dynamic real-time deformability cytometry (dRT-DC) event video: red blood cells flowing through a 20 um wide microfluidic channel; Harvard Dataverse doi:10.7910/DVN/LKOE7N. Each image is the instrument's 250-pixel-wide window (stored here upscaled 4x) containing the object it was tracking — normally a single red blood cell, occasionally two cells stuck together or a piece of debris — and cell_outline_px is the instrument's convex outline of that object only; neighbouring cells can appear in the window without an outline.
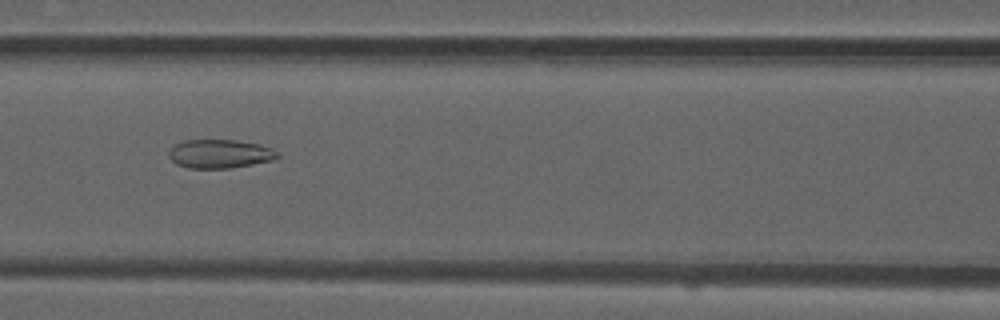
{"species": "common noctule bat (a hibernating species)", "species_latin": "Nyctalus noctula", "temperature_condition": "room temperature", "stored_images_in_passage": 49, "camera_frame_rate_fps": 3000, "um_per_image_px": 0.085, "animal": {"sex": "male", "forearm_length_mm": 52.5}, "frame": {"image": 1, "passage_image": 20, "time_ms": 6.333, "image_size_px": [1000, 320], "cell_outline_px": [[280, 156], [272, 160], [252, 164], [228, 168], [188, 168], [176, 164], [168, 156], [168, 152], [176, 144], [184, 140], [236, 140], [260, 144], [272, 148], [280, 152]], "centroid_in_image_um": [18.71, 13.07], "position_along_channel_um": 147.9, "area_um2": 18.21}}
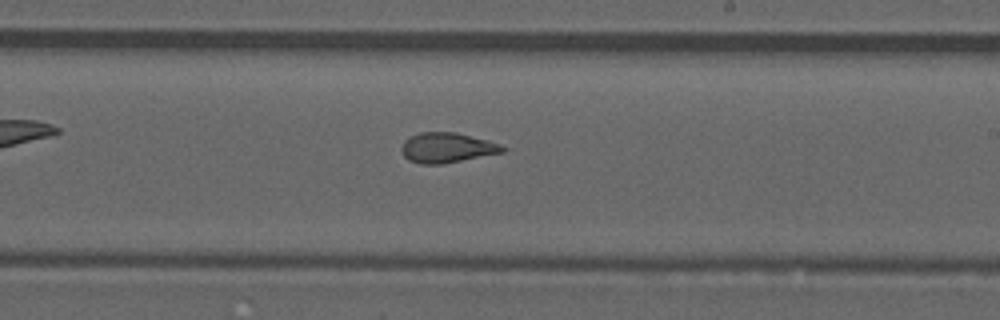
{"frame": {"image": 2, "passage_image": 28, "time_ms": 9.0, "image_size_px": [1000, 320], "cell_outline_px": [[508, 148], [504, 152], [444, 164], [420, 164], [408, 160], [404, 156], [400, 148], [404, 140], [408, 136], [420, 132], [456, 132], [488, 140], [500, 144]], "centroid_in_image_um": [37.98, 12.55], "position_along_channel_um": 251.0, "area_um2": 17.98}}
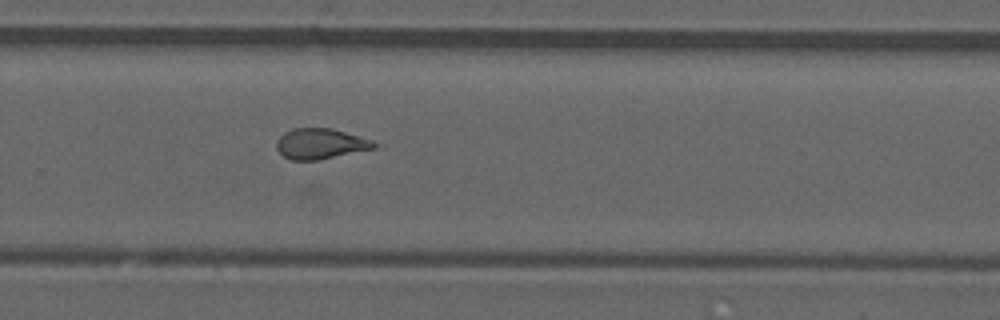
{"frame": {"image": 3, "passage_image": 32, "time_ms": 10.333, "image_size_px": [1000, 320], "cell_outline_px": [[380, 148], [316, 160], [292, 160], [284, 156], [276, 148], [276, 144], [280, 136], [284, 132], [292, 128], [332, 128], [372, 140]], "centroid_in_image_um": [27.27, 12.22], "position_along_channel_um": 302.5, "area_um2": 17.4}}